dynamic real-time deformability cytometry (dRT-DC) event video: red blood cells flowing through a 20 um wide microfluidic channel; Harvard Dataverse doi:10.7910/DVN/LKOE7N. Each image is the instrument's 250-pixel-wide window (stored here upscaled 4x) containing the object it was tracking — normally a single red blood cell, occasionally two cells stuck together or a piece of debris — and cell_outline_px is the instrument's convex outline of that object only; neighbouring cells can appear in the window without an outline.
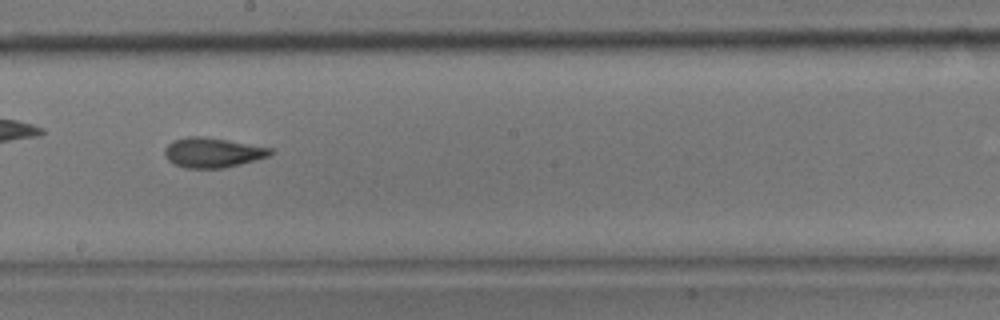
{"species": "common noctule bat (a hibernating species)", "species_latin": "Nyctalus noctula", "temperature_condition": "room temperature", "stored_images_in_passage": 34, "camera_frame_rate_fps": 3000, "um_per_image_px": 0.085, "animal": {"sex": "male", "body_mass_g": 17.9}, "frame": {"image": 1, "passage_image": 19, "time_ms": 6.0, "image_size_px": [1000, 320], "cell_outline_px": [[276, 152], [268, 156], [256, 160], [224, 168], [184, 168], [172, 164], [164, 156], [164, 148], [172, 140], [188, 136], [200, 136], [228, 140], [272, 148]], "centroid_in_image_um": [18.05, 12.97], "position_along_channel_um": 230.2, "area_um2": 18.61}}